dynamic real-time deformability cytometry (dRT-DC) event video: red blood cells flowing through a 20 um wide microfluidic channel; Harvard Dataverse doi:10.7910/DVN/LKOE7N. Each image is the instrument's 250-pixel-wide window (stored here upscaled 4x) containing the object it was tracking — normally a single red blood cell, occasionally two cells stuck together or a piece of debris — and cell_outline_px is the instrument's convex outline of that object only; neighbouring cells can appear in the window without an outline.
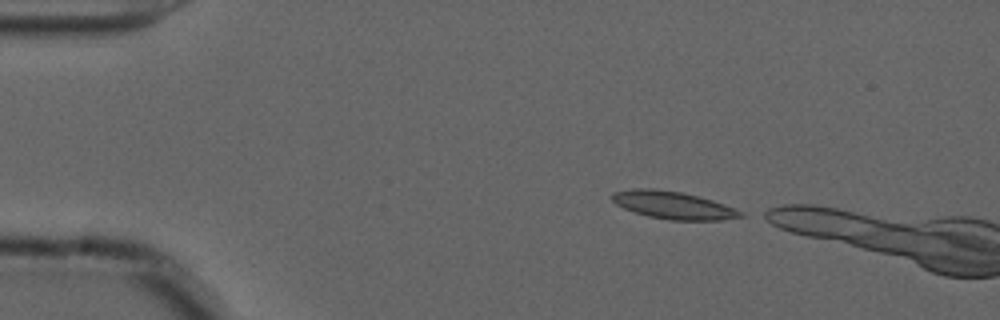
{"species": "common noctule bat (a hibernating species)", "species_latin": "Nyctalus noctula", "temperature_condition": "cold", "stored_images_in_passage": 4, "camera_frame_rate_fps": 3000, "um_per_image_px": 0.085, "animal": {"sex": "male", "forearm_length_mm": 52.5}, "frame": {"image": 1, "passage_image": 1, "time_ms": 0.0, "image_size_px": [1000, 320], "cell_outline_px": [[744, 216], [724, 220], [668, 220], [648, 216], [624, 208], [616, 204], [612, 200], [612, 192], [632, 188], [652, 188], [680, 192], [712, 200], [724, 204], [744, 212]], "centroid_in_image_um": [57.22, 17.44], "position_along_channel_um": 27.8, "area_um2": 20.58}}